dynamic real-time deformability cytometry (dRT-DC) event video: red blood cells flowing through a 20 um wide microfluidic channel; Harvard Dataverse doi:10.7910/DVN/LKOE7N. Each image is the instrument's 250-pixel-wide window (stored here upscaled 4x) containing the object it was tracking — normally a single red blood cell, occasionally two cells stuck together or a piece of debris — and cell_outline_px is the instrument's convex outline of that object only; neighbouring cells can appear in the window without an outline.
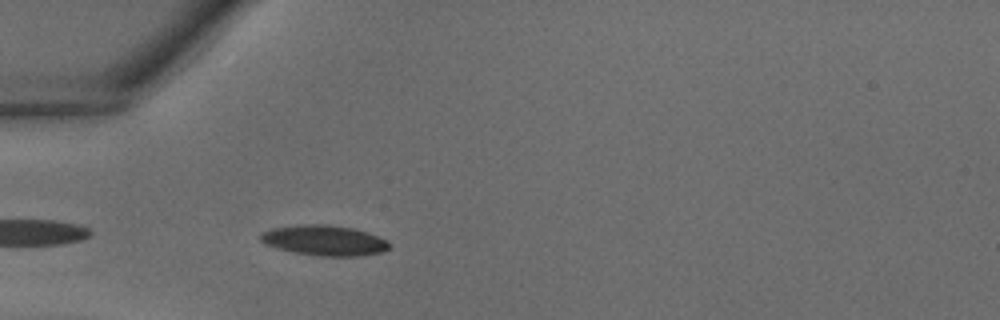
{"species": "common noctule bat (a hibernating species)", "species_latin": "Nyctalus noctula", "temperature_condition": "warm", "stored_images_in_passage": 28, "camera_frame_rate_fps": 3000, "um_per_image_px": 0.085, "animal": {"sex": "male", "body_mass_g": 18.8}, "frame": {"image": 1, "passage_image": 2, "time_ms": 0.333, "image_size_px": [1000, 320], "cell_outline_px": [[388, 248], [384, 252], [360, 256], [320, 256], [296, 252], [276, 248], [260, 240], [260, 232], [272, 228], [304, 224], [328, 224], [352, 228], [368, 232], [388, 240]], "centroid_in_image_um": [27.59, 20.43], "position_along_channel_um": 57.4, "area_um2": 22.72}}
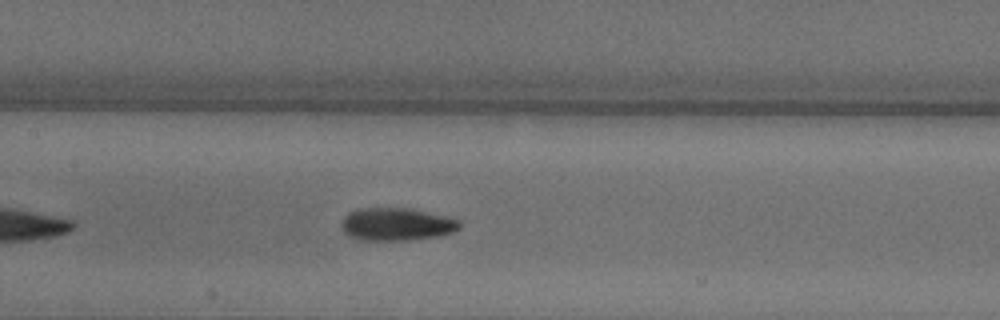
{"frame": {"image": 2, "passage_image": 9, "time_ms": 2.667, "image_size_px": [1000, 320], "cell_outline_px": [[460, 228], [452, 232], [436, 236], [408, 240], [360, 240], [348, 236], [344, 232], [340, 224], [340, 220], [348, 212], [360, 208], [408, 208], [444, 216], [460, 220]], "centroid_in_image_um": [33.64, 19.06], "position_along_channel_um": 173.8, "area_um2": 22.54}}
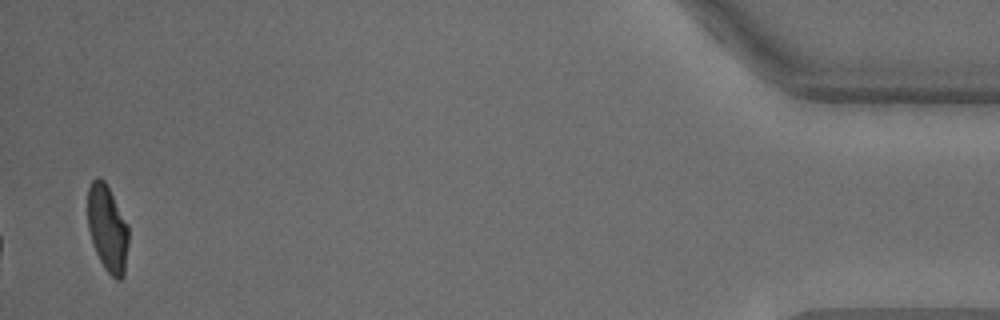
{"frame": {"image": 3, "passage_image": 28, "time_ms": 9.0, "image_size_px": [1000, 320], "cell_outline_px": [[128, 244], [124, 276], [120, 280], [116, 280], [104, 268], [96, 252], [88, 228], [88, 188], [92, 180], [96, 176], [100, 176], [104, 180], [128, 224]], "centroid_in_image_um": [9.14, 19.41], "position_along_channel_um": 426.1, "area_um2": 20.58}}